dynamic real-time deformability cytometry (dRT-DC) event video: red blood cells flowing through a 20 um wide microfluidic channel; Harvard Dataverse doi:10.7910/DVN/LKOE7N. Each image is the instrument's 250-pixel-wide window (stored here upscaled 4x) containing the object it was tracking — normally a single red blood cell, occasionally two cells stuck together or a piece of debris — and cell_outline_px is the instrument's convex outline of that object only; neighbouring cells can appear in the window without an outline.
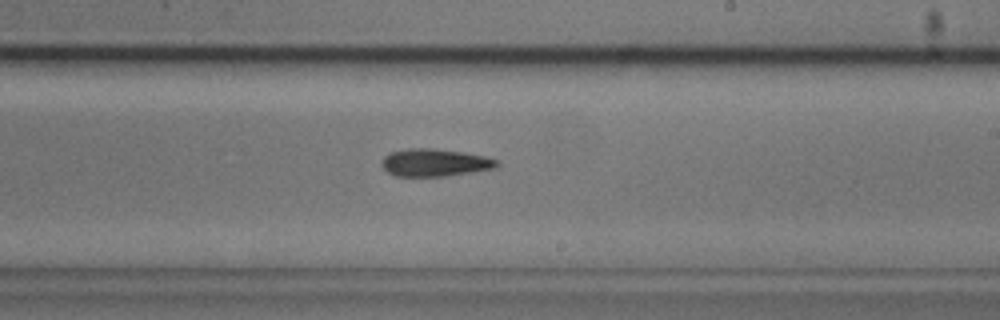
{"species": "common noctule bat (a hibernating species)", "species_latin": "Nyctalus noctula", "temperature_condition": "cold", "stored_images_in_passage": 47, "segment_of_instrument_passage": [1, 2], "camera_frame_rate_fps": 3000, "um_per_image_px": 0.085, "animal": {"sex": "male", "body_mass_g": 20.5, "forearm_length_mm": 52.5}, "frame": {"image": 1, "passage_image": 24, "time_ms": 7.667, "image_size_px": [1000, 320], "cell_outline_px": [[500, 168], [448, 176], [396, 176], [388, 172], [380, 164], [384, 156], [392, 152], [408, 148], [436, 148], [464, 152], [484, 156], [500, 160]], "centroid_in_image_um": [37.03, 13.82], "position_along_channel_um": 252.0, "area_um2": 18.84}}
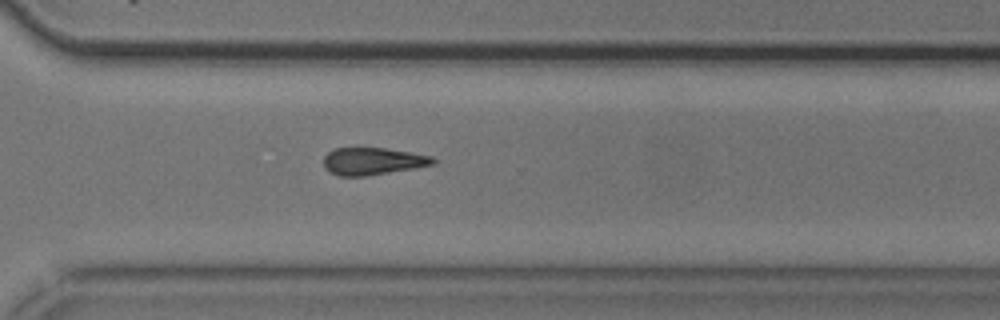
{"frame": {"image": 2, "passage_image": 31, "time_ms": 10.0, "image_size_px": [1000, 320], "cell_outline_px": [[440, 160], [436, 164], [364, 176], [340, 176], [328, 172], [324, 168], [324, 156], [328, 152], [336, 148], [384, 148], [432, 156]], "centroid_in_image_um": [31.68, 13.7], "position_along_channel_um": 338.9, "area_um2": 17.34}}
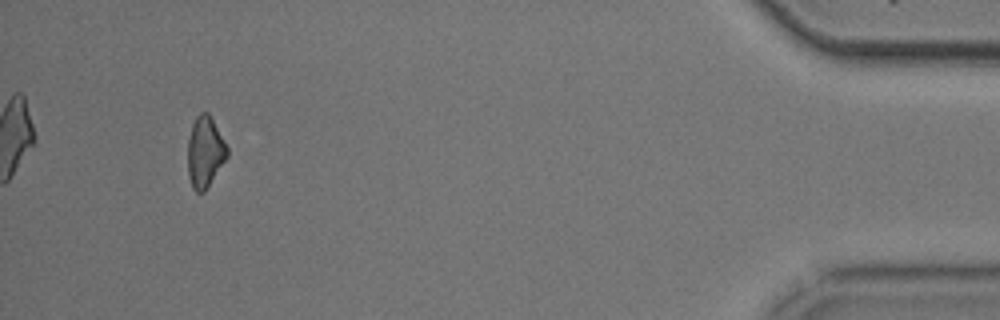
{"frame": {"image": 3, "passage_image": 43, "time_ms": 14.0, "image_size_px": [1000, 320], "cell_outline_px": [[228, 156], [204, 192], [196, 192], [192, 188], [188, 176], [188, 140], [192, 124], [196, 116], [200, 112], [208, 112], [224, 140], [228, 148]], "centroid_in_image_um": [17.41, 12.92], "position_along_channel_um": 417.8, "area_um2": 16.24}}